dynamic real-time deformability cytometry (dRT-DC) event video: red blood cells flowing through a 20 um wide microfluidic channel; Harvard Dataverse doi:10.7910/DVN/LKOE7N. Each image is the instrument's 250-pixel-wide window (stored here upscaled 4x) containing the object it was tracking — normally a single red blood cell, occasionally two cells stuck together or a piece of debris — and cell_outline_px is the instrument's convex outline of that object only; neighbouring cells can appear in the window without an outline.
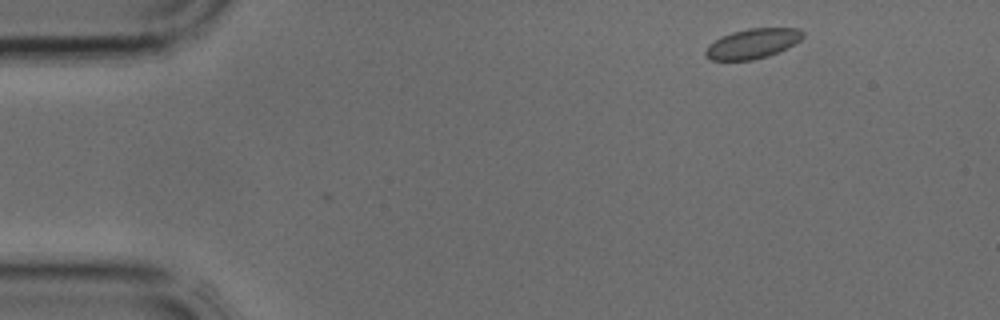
{"species": "common noctule bat (a hibernating species)", "species_latin": "Nyctalus noctula", "temperature_condition": "cold", "stored_images_in_passage": 37, "camera_frame_rate_fps": 3000, "um_per_image_px": 0.085, "animal": {"sex": "male", "body_mass_g": 17.9, "forearm_length_mm": 54.2}, "frame": {"image": 1, "passage_image": 2, "time_ms": 0.333, "image_size_px": [1000, 320], "cell_outline_px": [[804, 36], [800, 40], [788, 48], [768, 56], [752, 60], [712, 60], [704, 56], [704, 52], [708, 44], [732, 32], [748, 28], [800, 28], [804, 32]], "centroid_in_image_um": [63.99, 3.71], "position_along_channel_um": 21.0, "area_um2": 16.99}}
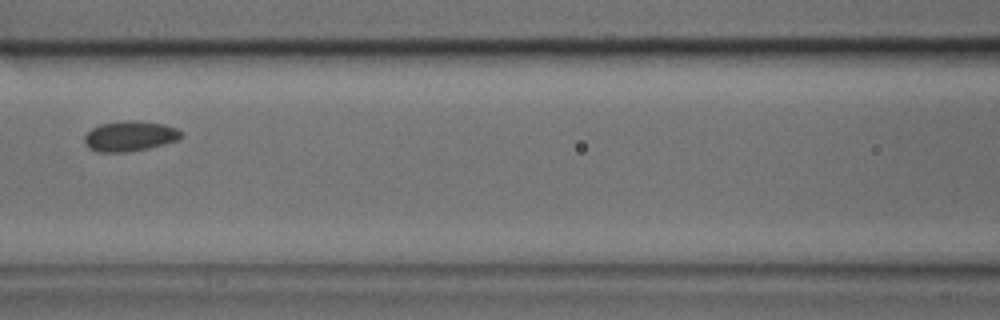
{"frame": {"image": 2, "passage_image": 15, "time_ms": 4.667, "image_size_px": [1000, 320], "cell_outline_px": [[184, 136], [180, 140], [148, 148], [128, 152], [96, 152], [88, 148], [84, 144], [84, 136], [92, 128], [100, 124], [132, 120], [136, 120], [164, 124], [176, 128], [184, 132]], "centroid_in_image_um": [11.06, 11.58], "position_along_channel_um": 155.5, "area_um2": 17.28}}
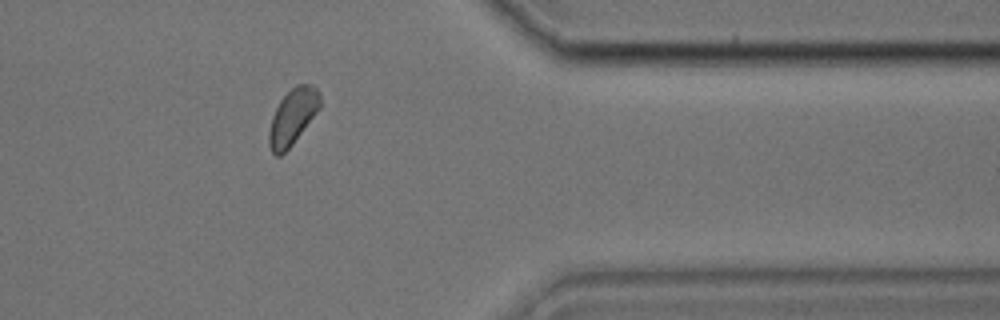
{"frame": {"image": 3, "passage_image": 30, "time_ms": 9.667, "image_size_px": [1000, 320], "cell_outline_px": [[320, 108], [292, 144], [280, 156], [276, 156], [272, 152], [268, 144], [268, 132], [272, 116], [280, 100], [296, 84], [312, 84], [320, 92]], "centroid_in_image_um": [24.87, 9.91], "position_along_channel_um": 386.5, "area_um2": 16.47}}